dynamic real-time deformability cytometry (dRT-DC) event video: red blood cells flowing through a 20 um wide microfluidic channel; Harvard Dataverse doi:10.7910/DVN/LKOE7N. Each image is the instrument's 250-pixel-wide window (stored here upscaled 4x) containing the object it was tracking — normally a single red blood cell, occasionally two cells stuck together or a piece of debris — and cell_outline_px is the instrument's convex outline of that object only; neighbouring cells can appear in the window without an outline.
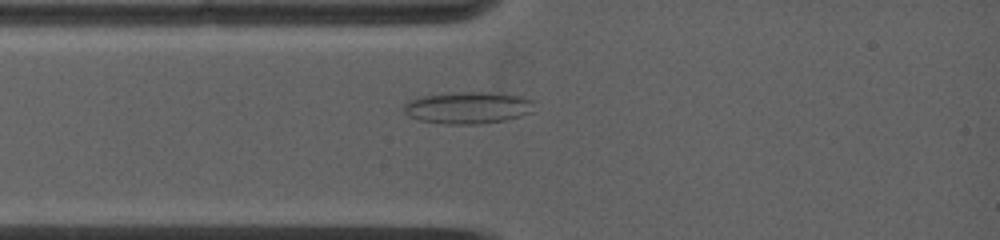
{"species": "common noctule bat (a hibernating species)", "species_latin": "Nyctalus noctula", "temperature_condition": "warm", "stored_images_in_passage": 3, "camera_frame_rate_fps": 5000, "um_per_image_px": 0.085, "animal": {"sex": "female", "body_mass_g": 19.0, "forearm_length_mm": 53.3}, "frame": {"image": 1, "passage_image": 3, "time_ms": 2.0, "image_size_px": [1000, 240], "cell_outline_px": [[536, 100], [532, 112], [520, 116], [504, 120], [480, 124], [444, 124], [420, 120], [408, 116], [404, 112], [404, 104], [408, 100], [416, 96], [452, 92], [488, 92], [516, 96]], "centroid_in_image_um": [39.73, 9.15], "position_along_channel_um": 45.3, "area_um2": 24.51}}